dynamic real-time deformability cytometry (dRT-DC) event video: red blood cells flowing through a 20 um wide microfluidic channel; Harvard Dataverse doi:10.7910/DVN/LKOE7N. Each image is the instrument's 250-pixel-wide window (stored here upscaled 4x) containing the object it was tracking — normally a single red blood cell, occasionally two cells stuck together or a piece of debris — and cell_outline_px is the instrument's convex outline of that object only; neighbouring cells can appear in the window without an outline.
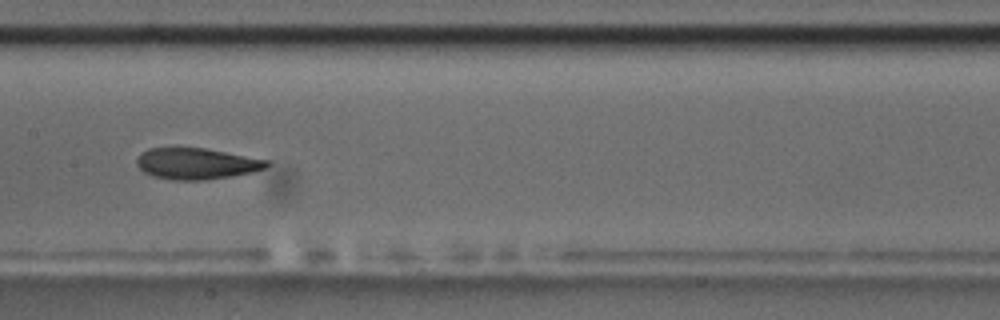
{"species": "common noctule bat (a hibernating species)", "species_latin": "Nyctalus noctula", "temperature_condition": "room temperature", "stored_images_in_passage": 47, "camera_frame_rate_fps": 3000, "um_per_image_px": 0.085, "animal": {"sex": "male", "body_mass_g": 17.5, "forearm_length_mm": 52.3}, "frame": {"image": 1, "passage_image": 27, "time_ms": 8.667, "image_size_px": [1000, 320], "cell_outline_px": [[268, 164], [264, 168], [252, 172], [232, 176], [204, 180], [172, 180], [152, 176], [144, 172], [136, 164], [136, 160], [140, 152], [148, 148], [176, 144], [204, 148], [268, 160]], "centroid_in_image_um": [16.59, 13.86], "position_along_channel_um": 190.8, "area_um2": 24.33}, "authors_computed_cell_mechanics": {"area_um2": 23.8714, "velocity_mm_per_s": 3.699, "shape_relaxation_time_tau1_ms": 4.4131, "shape_relaxation_time_tau2_ms": 2.0538, "deformation_change_tau1": 0.1627, "deformation_change_tau2": 0.0733}}